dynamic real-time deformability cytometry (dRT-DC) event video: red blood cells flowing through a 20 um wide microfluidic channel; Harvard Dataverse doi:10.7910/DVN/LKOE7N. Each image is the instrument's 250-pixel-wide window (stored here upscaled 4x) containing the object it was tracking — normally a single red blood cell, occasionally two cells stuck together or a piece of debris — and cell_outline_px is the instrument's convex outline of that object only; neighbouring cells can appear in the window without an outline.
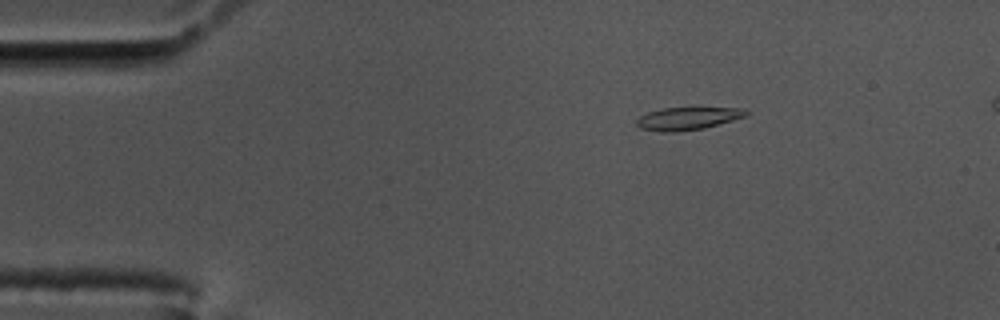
{"species": "common noctule bat (a hibernating species)", "species_latin": "Nyctalus noctula", "temperature_condition": "cold", "stored_images_in_passage": 52, "camera_frame_rate_fps": 3000, "um_per_image_px": 0.085, "animal": {"sex": "male", "body_mass_g": 17.5, "forearm_length_mm": 52.3}, "frame": {"image": 1, "passage_image": 3, "time_ms": 0.667, "image_size_px": [1000, 320], "cell_outline_px": [[748, 116], [704, 128], [672, 132], [660, 132], [640, 128], [636, 124], [636, 120], [640, 116], [648, 112], [664, 108], [744, 108], [748, 112]], "centroid_in_image_um": [58.45, 10.07], "position_along_channel_um": 26.5, "area_um2": 14.39}}
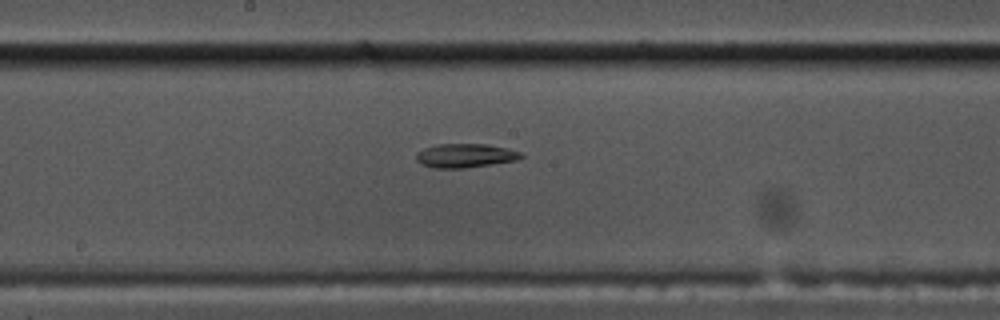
{"frame": {"image": 2, "passage_image": 24, "time_ms": 7.667, "image_size_px": [1000, 320], "cell_outline_px": [[524, 156], [516, 160], [464, 168], [432, 168], [420, 164], [416, 160], [416, 152], [424, 148], [436, 144], [484, 144], [508, 148], [520, 152]], "centroid_in_image_um": [39.49, 13.22], "position_along_channel_um": 208.7, "area_um2": 14.62}}
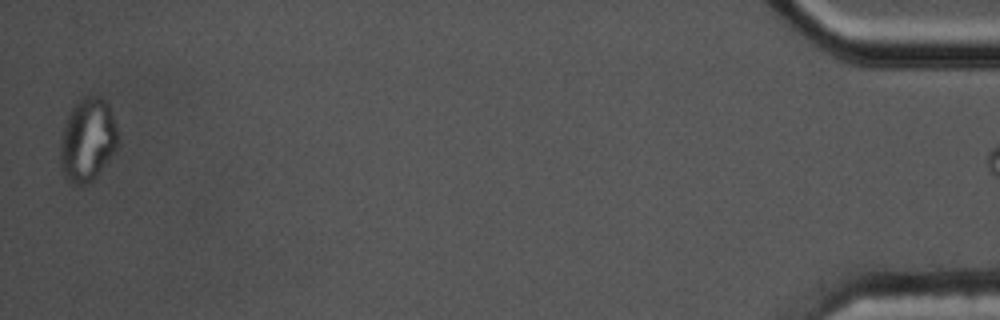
{"frame": {"image": 3, "passage_image": 51, "time_ms": 16.667, "image_size_px": [1000, 320], "cell_outline_px": [[120, 144], [96, 176], [88, 184], [76, 184], [64, 176], [60, 164], [60, 140], [64, 124], [72, 108], [84, 96], [100, 96], [108, 104], [116, 124]], "centroid_in_image_um": [7.46, 11.88], "position_along_channel_um": 427.7, "area_um2": 27.92}}